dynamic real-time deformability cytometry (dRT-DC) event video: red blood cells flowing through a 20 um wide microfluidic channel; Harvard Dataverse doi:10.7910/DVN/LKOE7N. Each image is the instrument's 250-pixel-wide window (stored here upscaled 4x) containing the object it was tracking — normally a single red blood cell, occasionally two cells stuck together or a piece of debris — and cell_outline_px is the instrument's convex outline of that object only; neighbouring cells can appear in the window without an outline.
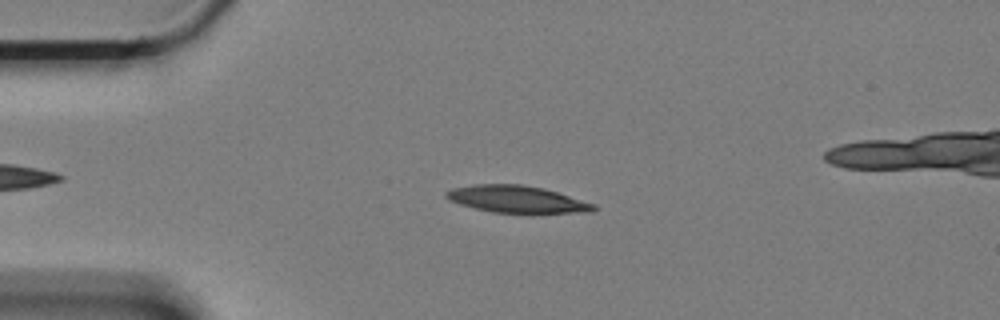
{"species": "Egyptian fruit bat (a non-hibernating species)", "species_latin": "Rousettus aegyptiacus", "temperature_condition": "cold", "stored_images_in_passage": 53, "camera_frame_rate_fps": 3000, "um_per_image_px": 0.085, "animal": {"sex": "female"}, "frame": {"image": 1, "passage_image": 13, "time_ms": 4.0, "image_size_px": [1000, 320], "cell_outline_px": [[596, 208], [592, 212], [532, 216], [492, 212], [460, 204], [448, 200], [444, 196], [444, 192], [452, 188], [476, 184], [520, 184], [544, 188], [596, 204]], "centroid_in_image_um": [44.01, 16.99], "position_along_channel_um": 41.0, "area_um2": 24.39}}
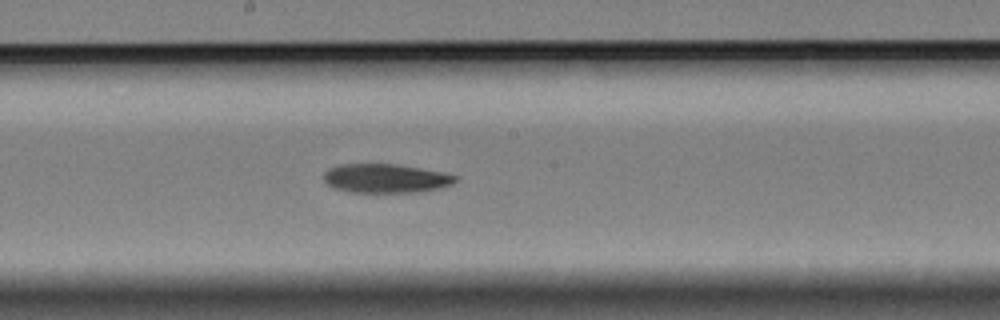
{"frame": {"image": 2, "passage_image": 31, "time_ms": 10.0, "image_size_px": [1000, 320], "cell_outline_px": [[456, 180], [452, 184], [440, 188], [420, 192], [348, 192], [332, 188], [324, 180], [324, 172], [328, 168], [340, 164], [396, 164], [444, 172], [456, 176]], "centroid_in_image_um": [32.76, 15.16], "position_along_channel_um": 215.4, "area_um2": 22.31}}
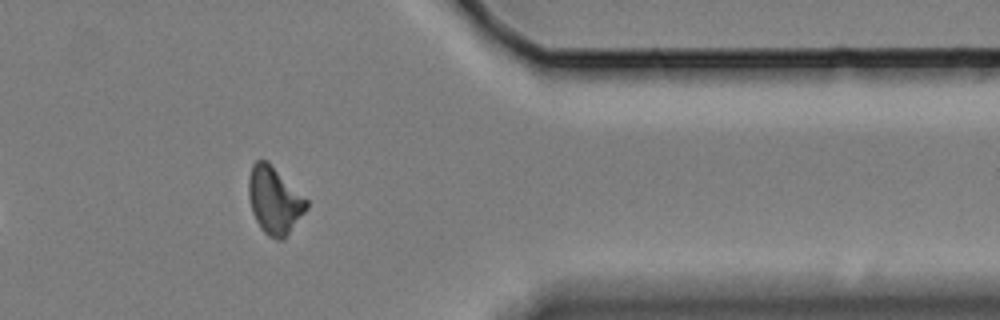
{"frame": {"image": 3, "passage_image": 48, "time_ms": 15.667, "image_size_px": [1000, 320], "cell_outline_px": [[308, 208], [284, 240], [276, 240], [268, 236], [260, 228], [252, 212], [248, 196], [248, 180], [252, 164], [256, 160], [264, 160], [308, 200]], "centroid_in_image_um": [23.31, 17.09], "position_along_channel_um": 388.1, "area_um2": 22.37}, "authors_computed_cell_mechanics": {"area_um2": 22.7154, "velocity_mm_per_s": 3.3234, "shape_relaxation_time_tau1_ms": 4.7996, "shape_relaxation_time_tau2_ms": null, "deformation_change_tau1": 0.1404, "deformation_change_tau2": null}}